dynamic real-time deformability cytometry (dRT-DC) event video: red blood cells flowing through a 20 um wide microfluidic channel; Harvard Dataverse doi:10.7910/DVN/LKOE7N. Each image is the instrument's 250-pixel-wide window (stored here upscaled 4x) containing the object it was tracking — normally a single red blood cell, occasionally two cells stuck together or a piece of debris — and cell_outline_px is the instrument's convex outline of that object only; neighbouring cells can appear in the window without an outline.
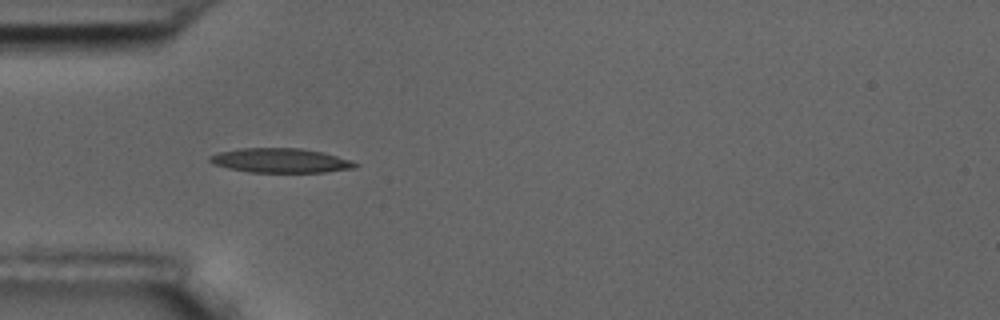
{"species": "common noctule bat (a hibernating species)", "species_latin": "Nyctalus noctula", "temperature_condition": "room temperature", "stored_images_in_passage": 2, "camera_frame_rate_fps": 3000, "um_per_image_px": 0.085, "animal": {"sex": "male", "body_mass_g": 17.5, "forearm_length_mm": 52.3}, "frame": {"image": 1, "passage_image": 1, "time_ms": 0.0, "image_size_px": [1000, 320], "cell_outline_px": [[360, 164], [356, 168], [324, 172], [248, 172], [228, 168], [212, 164], [208, 160], [208, 156], [216, 152], [240, 148], [300, 148], [324, 152]], "centroid_in_image_um": [23.79, 13.64], "position_along_channel_um": 61.2, "area_um2": 20.81}}